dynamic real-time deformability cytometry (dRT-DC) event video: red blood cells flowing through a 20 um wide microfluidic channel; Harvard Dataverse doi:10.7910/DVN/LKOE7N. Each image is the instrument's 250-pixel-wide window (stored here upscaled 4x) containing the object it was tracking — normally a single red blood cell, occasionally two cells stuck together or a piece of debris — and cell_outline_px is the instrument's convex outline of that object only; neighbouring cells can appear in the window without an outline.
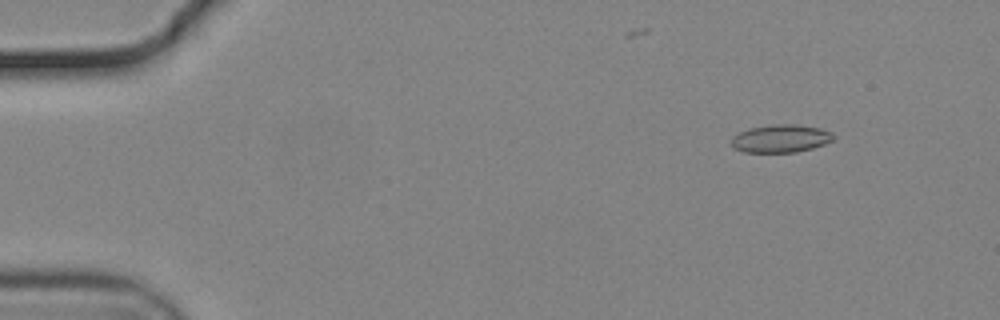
{"species": "common noctule bat (a hibernating species)", "species_latin": "Nyctalus noctula", "temperature_condition": "cold", "stored_images_in_passage": 56, "camera_frame_rate_fps": 3000, "um_per_image_px": 0.085, "animal": {"sex": "male", "body_mass_g": 19.2, "forearm_length_mm": 51.8}, "frame": {"image": 1, "passage_image": 7, "time_ms": 2.0, "image_size_px": [1000, 320], "cell_outline_px": [[836, 136], [832, 140], [824, 144], [812, 148], [796, 152], [744, 152], [732, 148], [732, 136], [740, 132], [752, 128], [772, 124], [796, 124], [820, 128], [832, 132]], "centroid_in_image_um": [66.37, 11.77], "position_along_channel_um": 18.6, "area_um2": 16.59}}
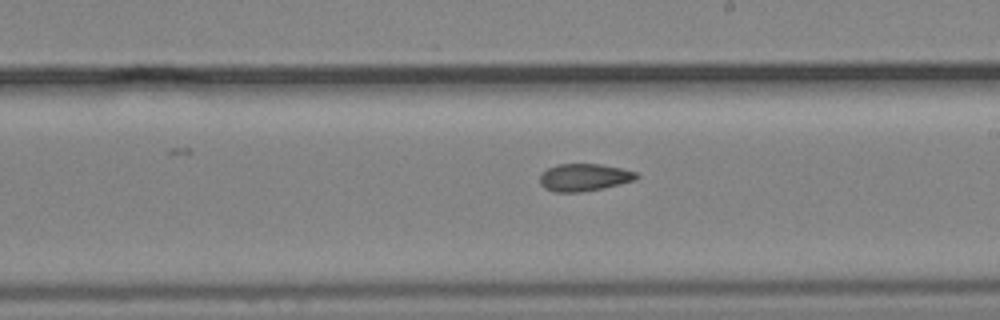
{"frame": {"image": 2, "passage_image": 33, "time_ms": 10.667, "image_size_px": [1000, 320], "cell_outline_px": [[640, 176], [636, 180], [604, 188], [580, 192], [556, 192], [544, 188], [540, 184], [540, 176], [548, 168], [556, 164], [600, 164], [620, 168], [636, 172]], "centroid_in_image_um": [49.67, 15.08], "position_along_channel_um": 239.3, "area_um2": 15.43}}
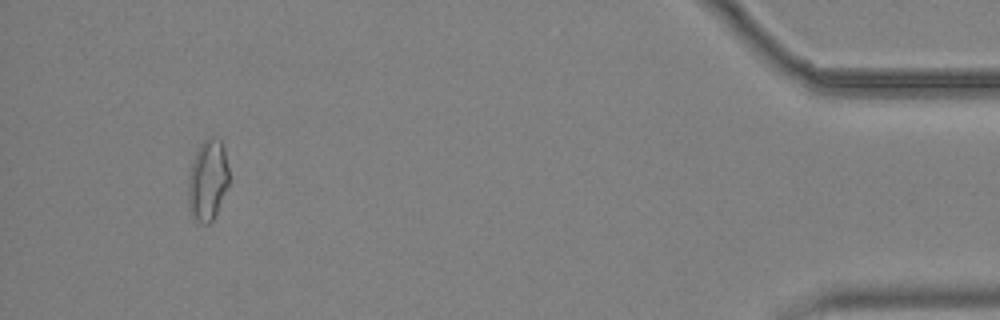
{"frame": {"image": 3, "passage_image": 53, "time_ms": 17.333, "image_size_px": [1000, 320], "cell_outline_px": [[228, 184], [216, 212], [212, 220], [208, 224], [200, 224], [192, 216], [188, 208], [188, 176], [196, 152], [200, 144], [204, 140], [212, 136], [220, 140], [224, 148], [228, 168]], "centroid_in_image_um": [17.63, 15.32], "position_along_channel_um": 417.6, "area_um2": 19.07}}